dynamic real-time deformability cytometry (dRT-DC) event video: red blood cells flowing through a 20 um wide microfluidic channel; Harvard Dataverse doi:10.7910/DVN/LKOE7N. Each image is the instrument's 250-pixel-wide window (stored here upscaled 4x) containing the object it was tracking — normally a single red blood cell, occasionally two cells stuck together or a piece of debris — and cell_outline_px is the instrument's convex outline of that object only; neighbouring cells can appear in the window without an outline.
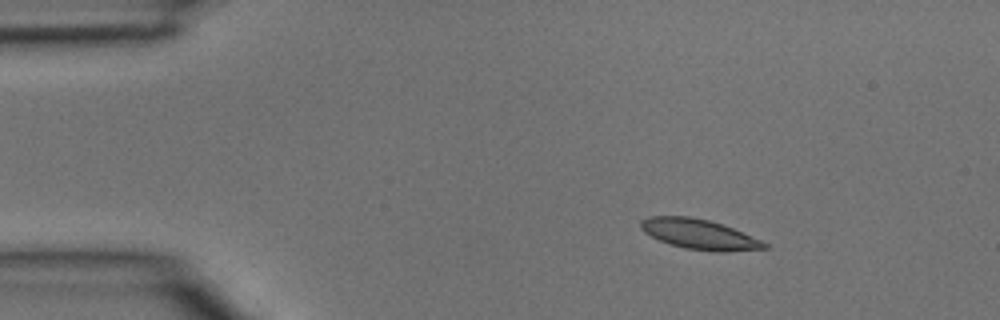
{"species": "common noctule bat (a hibernating species)", "species_latin": "Nyctalus noctula", "temperature_condition": "room temperature", "stored_images_in_passage": 3, "camera_frame_rate_fps": 3000, "um_per_image_px": 0.085, "animal": {"sex": "male", "body_mass_g": 15.6}, "frame": {"image": 1, "passage_image": 1, "time_ms": 0.0, "image_size_px": [1000, 320], "cell_outline_px": [[768, 248], [728, 252], [712, 252], [684, 248], [660, 240], [644, 232], [640, 228], [640, 220], [648, 216], [688, 216], [708, 220], [732, 228], [760, 240], [768, 244]], "centroid_in_image_um": [59.42, 19.92], "position_along_channel_um": 25.6, "area_um2": 21.5}}
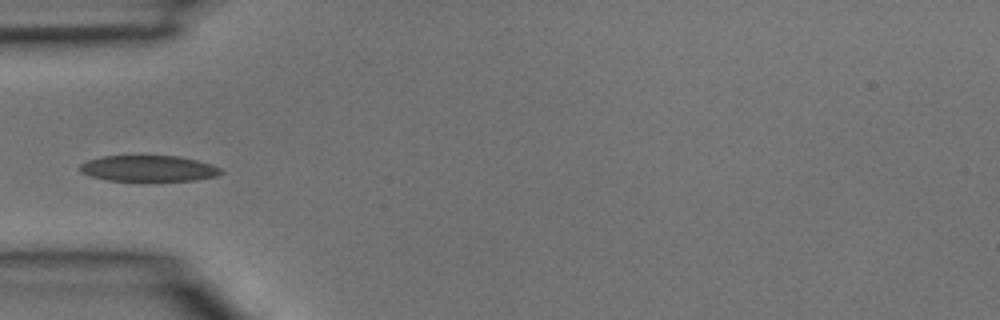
{"frame": {"image": 2, "passage_image": 3, "time_ms": 0.667, "image_size_px": [1000, 320], "cell_outline_px": [[224, 172], [216, 176], [196, 180], [108, 180], [92, 176], [80, 172], [80, 164], [88, 160], [104, 156], [180, 156], [212, 164], [220, 168]], "centroid_in_image_um": [12.65, 14.31], "position_along_channel_um": 72.3, "area_um2": 21.1}}